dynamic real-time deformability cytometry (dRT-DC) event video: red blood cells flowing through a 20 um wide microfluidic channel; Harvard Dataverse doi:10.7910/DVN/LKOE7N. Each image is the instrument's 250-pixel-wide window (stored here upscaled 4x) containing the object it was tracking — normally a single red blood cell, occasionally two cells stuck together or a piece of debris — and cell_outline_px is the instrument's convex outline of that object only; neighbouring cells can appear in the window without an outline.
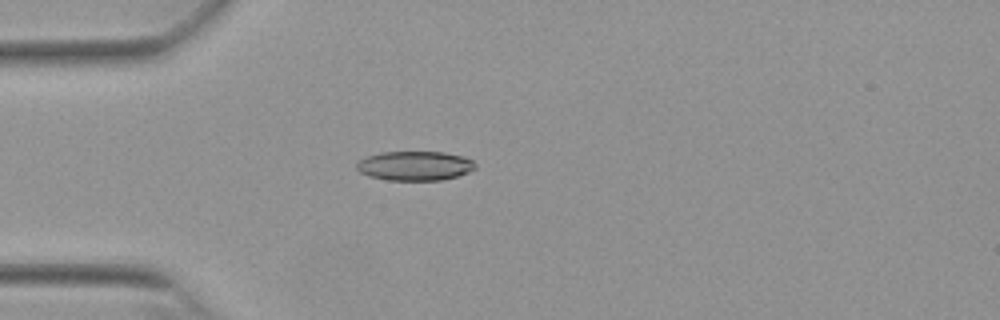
{"species": "Egyptian fruit bat (a non-hibernating species)", "species_latin": "Rousettus aegyptiacus", "temperature_condition": "warm", "stored_images_in_passage": 53, "camera_frame_rate_fps": 3000, "um_per_image_px": 0.085, "animal": {"sex": "female"}, "frame": {"image": 1, "passage_image": 15, "time_ms": 4.667, "image_size_px": [1000, 320], "cell_outline_px": [[476, 168], [468, 172], [456, 176], [440, 180], [388, 180], [368, 176], [360, 172], [356, 168], [356, 164], [360, 160], [368, 156], [380, 152], [444, 152], [464, 156], [472, 160], [476, 164]], "centroid_in_image_um": [35.27, 14.09], "position_along_channel_um": 49.7, "area_um2": 20.29}}
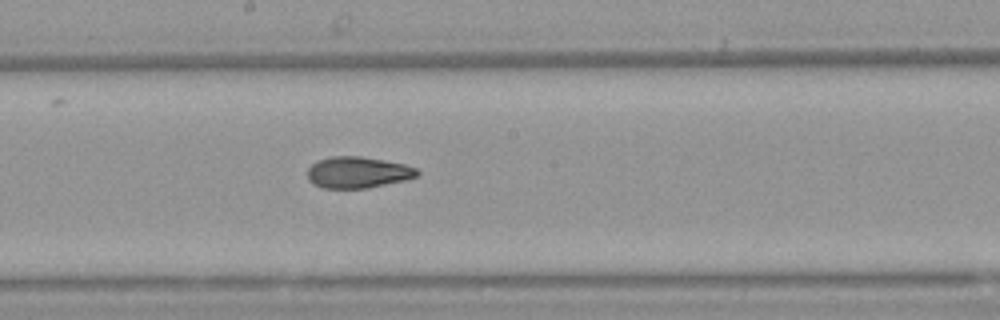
{"frame": {"image": 2, "passage_image": 29, "time_ms": 9.333, "image_size_px": [1000, 320], "cell_outline_px": [[420, 172], [416, 176], [404, 180], [368, 188], [324, 188], [312, 184], [308, 180], [308, 168], [316, 160], [332, 156], [360, 156], [384, 160], [404, 164], [416, 168]], "centroid_in_image_um": [30.38, 14.65], "position_along_channel_um": 217.8, "area_um2": 20.06}}
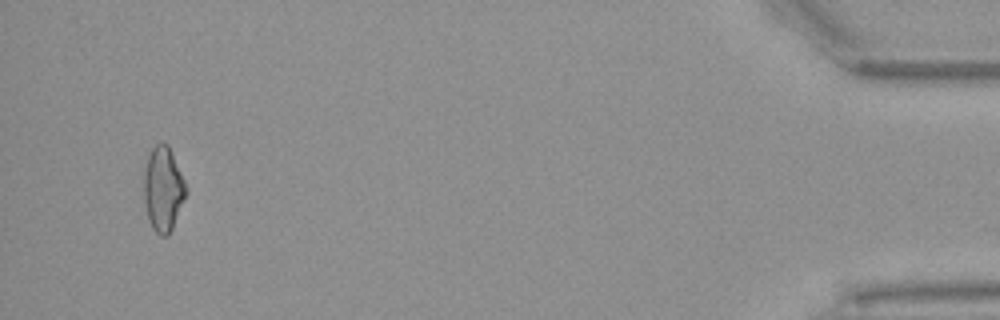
{"frame": {"image": 3, "passage_image": 51, "time_ms": 16.667, "image_size_px": [1000, 320], "cell_outline_px": [[188, 192], [172, 228], [168, 236], [160, 236], [152, 228], [148, 220], [144, 200], [144, 168], [148, 156], [152, 148], [156, 144], [168, 144], [188, 188]], "centroid_in_image_um": [13.87, 16.09], "position_along_channel_um": 421.3, "area_um2": 20.81}, "authors_computed_cell_mechanics": {"area_um2": 20.2878, "velocity_mm_per_s": 3.8709, "shape_relaxation_time_tau1_ms": null, "shape_relaxation_time_tau2_ms": 3.5547, "deformation_change_tau1": null, "deformation_change_tau2": 0.0817}}